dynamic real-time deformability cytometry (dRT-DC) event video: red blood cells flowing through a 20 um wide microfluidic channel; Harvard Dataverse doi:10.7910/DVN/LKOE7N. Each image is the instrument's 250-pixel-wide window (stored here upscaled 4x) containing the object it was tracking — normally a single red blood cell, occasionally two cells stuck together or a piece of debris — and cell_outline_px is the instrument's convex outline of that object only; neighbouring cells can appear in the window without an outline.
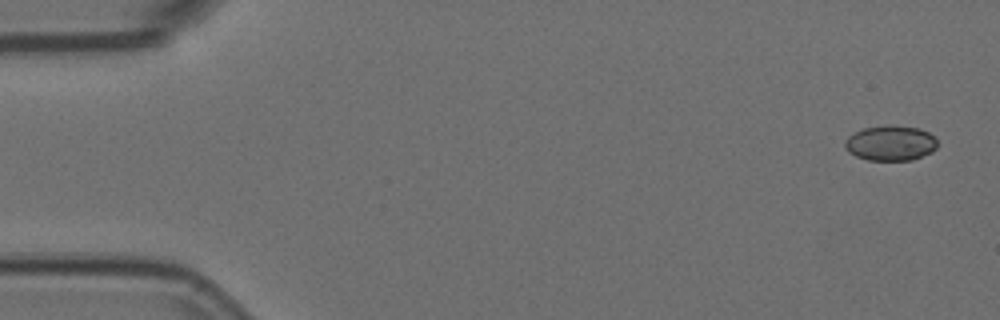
{"species": "Egyptian fruit bat (a non-hibernating species)", "species_latin": "Rousettus aegyptiacus", "temperature_condition": "room temperature", "stored_images_in_passage": 43, "camera_frame_rate_fps": 3000, "um_per_image_px": 0.085, "animal": {"sex": "female"}, "frame": {"image": 1, "passage_image": 1, "time_ms": 0.0, "image_size_px": [1000, 320], "cell_outline_px": [[936, 148], [932, 152], [912, 160], [868, 160], [856, 156], [848, 152], [844, 148], [844, 140], [848, 136], [864, 128], [884, 124], [892, 124], [920, 128], [936, 136]], "centroid_in_image_um": [75.69, 12.14], "position_along_channel_um": 9.3, "area_um2": 19.31}}
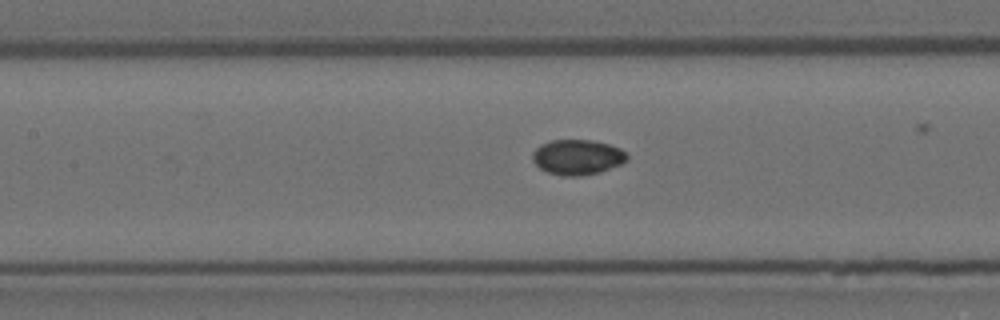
{"frame": {"image": 2, "passage_image": 24, "time_ms": 7.667, "image_size_px": [1000, 320], "cell_outline_px": [[628, 160], [620, 164], [600, 172], [580, 176], [564, 176], [548, 172], [540, 168], [532, 160], [532, 152], [540, 144], [552, 140], [592, 140], [608, 144], [620, 148], [628, 156]], "centroid_in_image_um": [49.06, 13.35], "position_along_channel_um": 158.3, "area_um2": 19.36}}
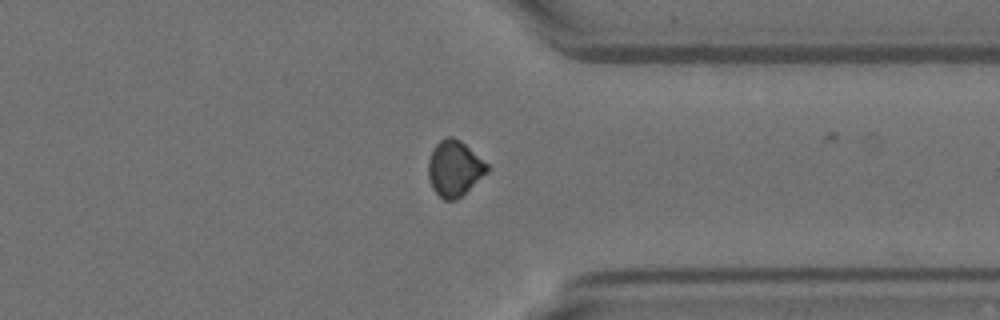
{"frame": {"image": 3, "passage_image": 42, "time_ms": 13.667, "image_size_px": [1000, 320], "cell_outline_px": [[488, 172], [456, 200], [444, 200], [432, 188], [428, 176], [428, 160], [432, 148], [444, 136], [452, 136], [460, 140], [488, 164]], "centroid_in_image_um": [38.6, 14.29], "position_along_channel_um": 372.8, "area_um2": 19.07}}